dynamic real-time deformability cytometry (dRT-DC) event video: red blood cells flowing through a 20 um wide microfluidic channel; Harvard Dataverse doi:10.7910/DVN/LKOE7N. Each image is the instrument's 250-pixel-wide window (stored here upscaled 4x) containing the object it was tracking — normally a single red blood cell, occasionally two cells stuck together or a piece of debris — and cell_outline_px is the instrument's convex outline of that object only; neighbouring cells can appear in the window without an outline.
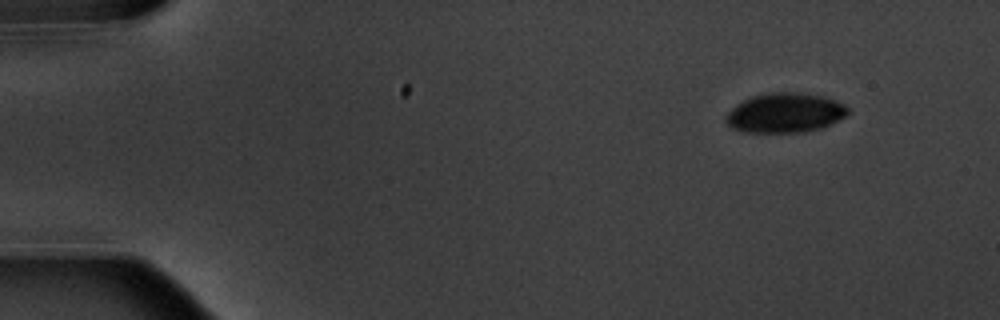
{"species": "common noctule bat (a hibernating species)", "species_latin": "Nyctalus noctula", "temperature_condition": "warm", "stored_images_in_passage": 8, "camera_frame_rate_fps": 3000, "um_per_image_px": 0.085, "animal": {"sex": "male", "body_mass_g": 20.1, "forearm_length_mm": 53.5}, "frame": {"image": 1, "passage_image": 1, "time_ms": 0.0, "image_size_px": [1000, 320], "cell_outline_px": [[848, 112], [844, 116], [820, 128], [804, 132], [744, 132], [732, 128], [724, 120], [724, 116], [736, 104], [752, 96], [768, 92], [800, 92], [824, 96], [844, 104], [848, 108]], "centroid_in_image_um": [66.68, 9.58], "position_along_channel_um": 18.3, "area_um2": 28.09}}